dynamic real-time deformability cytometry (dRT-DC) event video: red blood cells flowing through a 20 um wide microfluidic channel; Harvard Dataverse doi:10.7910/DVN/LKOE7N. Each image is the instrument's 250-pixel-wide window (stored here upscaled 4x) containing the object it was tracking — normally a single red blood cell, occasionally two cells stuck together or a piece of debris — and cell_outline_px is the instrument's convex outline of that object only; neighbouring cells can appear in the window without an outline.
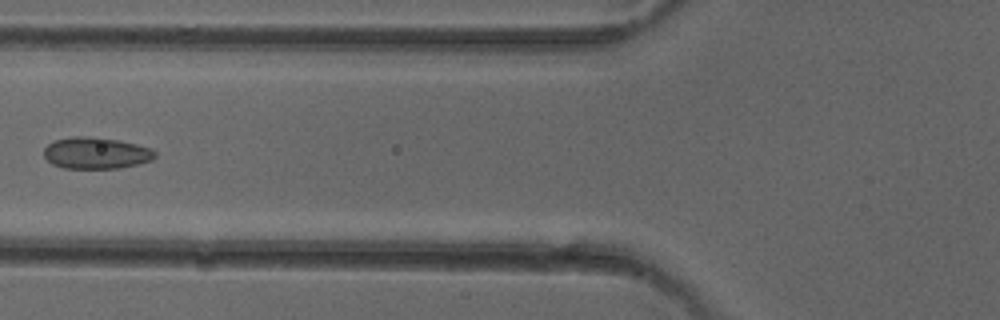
{"species": "common noctule bat (a hibernating species)", "species_latin": "Nyctalus noctula", "temperature_condition": "cold", "stored_images_in_passage": 7, "camera_frame_rate_fps": 3000, "um_per_image_px": 0.085, "animal": {"sex": "female"}, "frame": {"image": 1, "passage_image": 6, "time_ms": 6.0, "image_size_px": [1000, 320], "cell_outline_px": [[156, 156], [152, 160], [120, 168], [64, 168], [52, 164], [44, 156], [44, 148], [48, 144], [56, 140], [72, 136], [88, 136], [120, 140], [152, 148], [156, 152]], "centroid_in_image_um": [8.18, 13.0], "position_along_channel_um": 117.6, "area_um2": 20.46}}
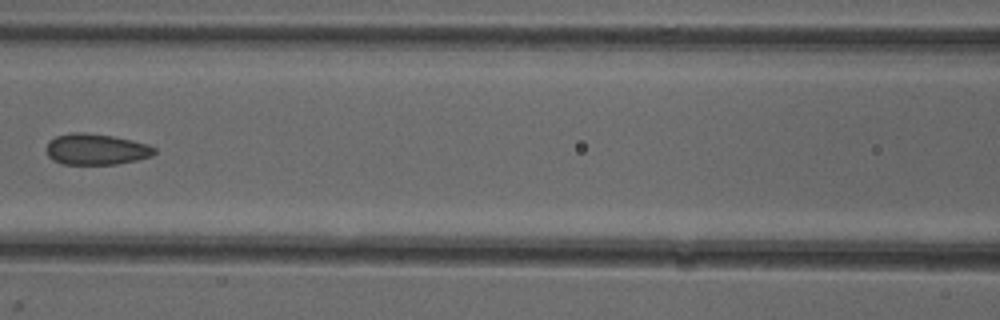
{"frame": {"image": 2, "passage_image": 7, "time_ms": 7.0, "image_size_px": [1000, 320], "cell_outline_px": [[156, 152], [152, 156], [136, 160], [116, 164], [64, 164], [52, 160], [48, 156], [48, 140], [56, 136], [72, 132], [84, 132], [112, 136], [132, 140], [148, 144], [156, 148]], "centroid_in_image_um": [8.18, 12.68], "position_along_channel_um": 158.4, "area_um2": 19.54}}